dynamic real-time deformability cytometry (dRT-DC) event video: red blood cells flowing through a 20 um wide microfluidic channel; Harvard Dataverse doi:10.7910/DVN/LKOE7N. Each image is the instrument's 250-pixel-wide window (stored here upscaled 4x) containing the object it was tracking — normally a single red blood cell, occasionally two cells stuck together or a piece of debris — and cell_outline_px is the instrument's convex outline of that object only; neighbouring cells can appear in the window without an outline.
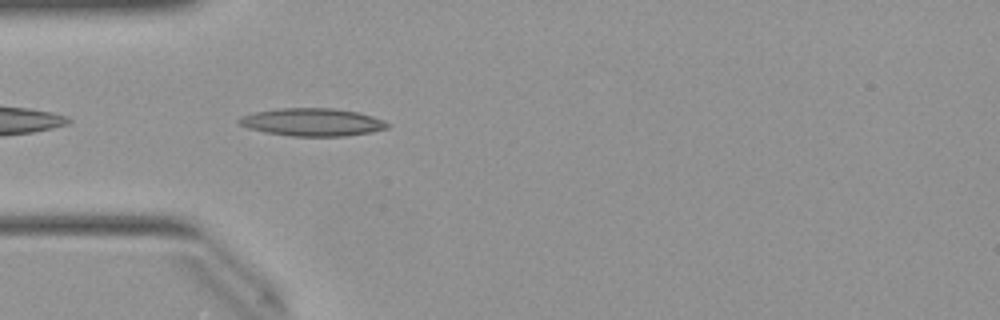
{"species": "Egyptian fruit bat (a non-hibernating species)", "species_latin": "Rousettus aegyptiacus", "temperature_condition": "warm", "stored_images_in_passage": 23, "camera_frame_rate_fps": 3000, "um_per_image_px": 0.085, "animal": {"sex": "female"}, "frame": {"image": 1, "passage_image": 2, "time_ms": 0.333, "image_size_px": [1000, 320], "cell_outline_px": [[388, 128], [372, 132], [344, 136], [292, 136], [264, 132], [248, 128], [240, 124], [236, 120], [240, 116], [252, 112], [280, 108], [332, 108], [356, 112], [372, 116], [384, 120], [388, 124]], "centroid_in_image_um": [26.51, 10.38], "position_along_channel_um": 58.5, "area_um2": 24.04}}
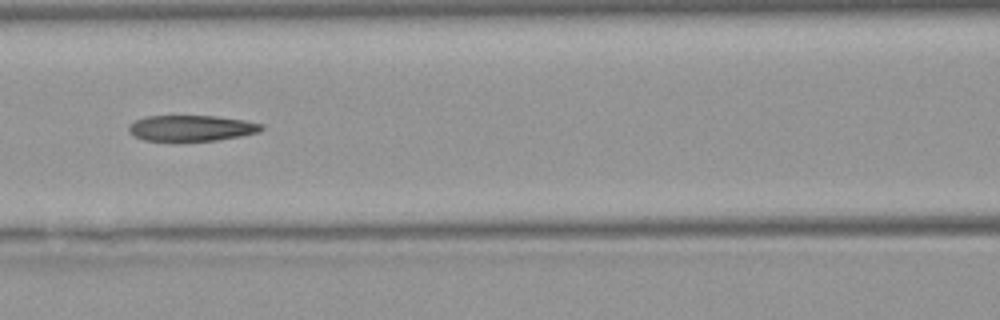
{"frame": {"image": 2, "passage_image": 9, "time_ms": 2.667, "image_size_px": [1000, 320], "cell_outline_px": [[264, 128], [256, 132], [240, 136], [216, 140], [144, 140], [132, 136], [128, 132], [128, 124], [144, 116], [216, 116], [244, 120], [264, 124]], "centroid_in_image_um": [16.22, 10.88], "position_along_channel_um": 150.4, "area_um2": 19.88}}
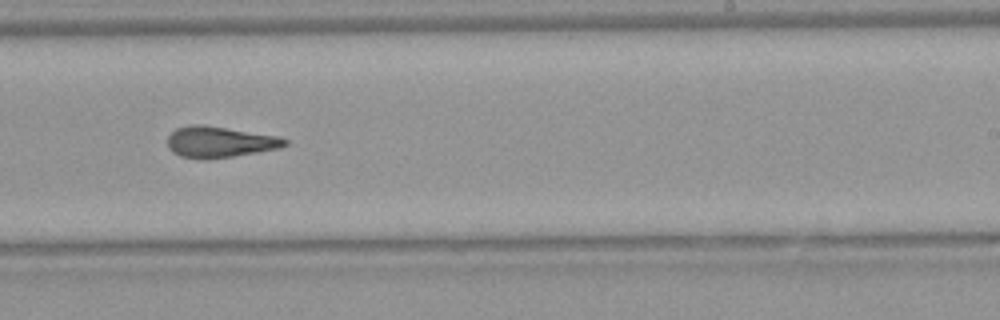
{"frame": {"image": 3, "passage_image": 18, "time_ms": 5.667, "image_size_px": [1000, 320], "cell_outline_px": [[288, 144], [280, 148], [208, 160], [180, 156], [172, 152], [168, 148], [168, 136], [176, 128], [188, 124], [204, 124], [280, 136], [288, 140]], "centroid_in_image_um": [18.66, 12.05], "position_along_channel_um": 270.3, "area_um2": 21.5}}